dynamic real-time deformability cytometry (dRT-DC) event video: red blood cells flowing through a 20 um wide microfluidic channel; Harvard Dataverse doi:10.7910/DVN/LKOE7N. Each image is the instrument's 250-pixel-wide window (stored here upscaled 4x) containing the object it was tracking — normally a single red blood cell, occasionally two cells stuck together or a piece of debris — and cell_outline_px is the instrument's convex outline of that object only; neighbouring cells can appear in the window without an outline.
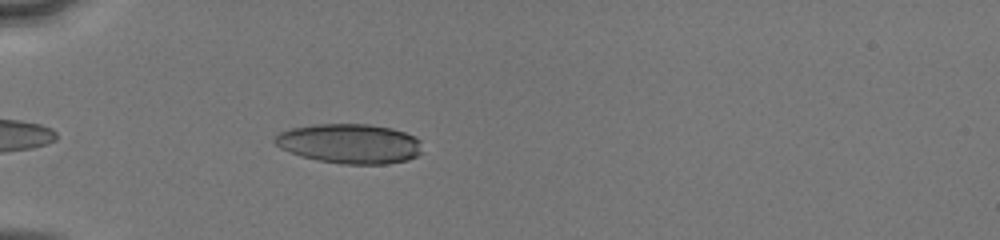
{"species": "human", "species_latin": "Homo sapiens", "temperature_condition": "cold", "stored_images_in_passage": 33, "camera_frame_rate_fps": 3000, "um_per_image_px": 0.085, "donor": {"sex": "male"}, "frame": {"image": 1, "passage_image": 4, "time_ms": 1.0, "image_size_px": [1000, 240], "cell_outline_px": [[420, 152], [416, 156], [408, 160], [388, 164], [344, 164], [316, 160], [300, 156], [280, 148], [272, 140], [280, 132], [292, 128], [312, 124], [368, 124], [392, 128], [416, 136], [420, 140]], "centroid_in_image_um": [29.72, 12.21], "position_along_channel_um": 55.3, "area_um2": 34.22}}
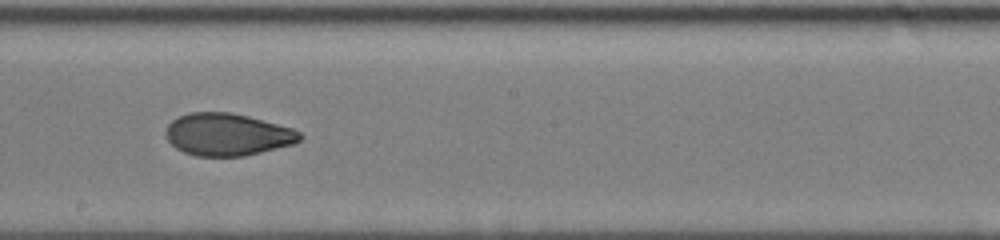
{"frame": {"image": 2, "passage_image": 18, "time_ms": 5.667, "image_size_px": [1000, 240], "cell_outline_px": [[304, 136], [300, 140], [292, 144], [244, 156], [196, 156], [184, 152], [176, 148], [168, 140], [164, 132], [168, 124], [172, 120], [188, 112], [232, 112], [248, 116], [292, 128], [300, 132]], "centroid_in_image_um": [19.31, 11.42], "position_along_channel_um": 228.9, "area_um2": 33.0}}
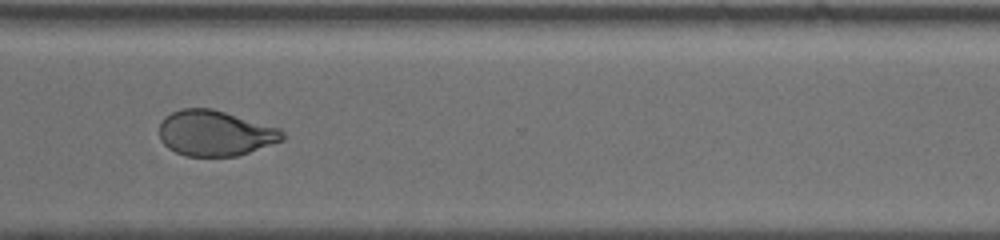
{"frame": {"image": 3, "passage_image": 27, "time_ms": 8.667, "image_size_px": [1000, 240], "cell_outline_px": [[284, 140], [236, 156], [184, 156], [168, 148], [160, 140], [160, 120], [164, 116], [180, 108], [212, 108], [280, 128], [284, 132]], "centroid_in_image_um": [18.26, 11.31], "position_along_channel_um": 352.3, "area_um2": 32.77}, "authors_computed_cell_mechanics": {"area_um2": 33.813, "velocity_mm_per_s": 4.1181, "shape_relaxation_time_tau1_ms": 5.1197, "shape_relaxation_time_tau2_ms": 1.5313, "deformation_change_tau1": 0.1655, "deformation_change_tau2": 0.0644}}